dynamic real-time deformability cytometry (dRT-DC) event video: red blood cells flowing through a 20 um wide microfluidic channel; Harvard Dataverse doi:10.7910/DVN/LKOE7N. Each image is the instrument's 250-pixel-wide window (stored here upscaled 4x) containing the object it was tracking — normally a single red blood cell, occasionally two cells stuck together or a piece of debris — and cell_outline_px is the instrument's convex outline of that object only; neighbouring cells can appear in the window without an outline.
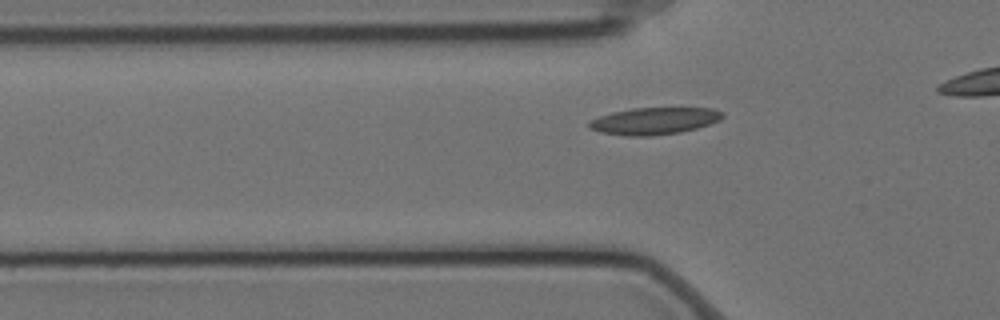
{"species": "Egyptian fruit bat (a non-hibernating species)", "species_latin": "Rousettus aegyptiacus", "temperature_condition": "cold", "stored_images_in_passage": 40, "camera_frame_rate_fps": 3000, "um_per_image_px": 0.085, "animal": {"sex": "female"}, "frame": {"image": 1, "passage_image": 12, "time_ms": 3.667, "image_size_px": [1000, 320], "cell_outline_px": [[724, 116], [720, 120], [696, 128], [680, 132], [652, 136], [624, 136], [600, 132], [588, 128], [588, 120], [612, 112], [632, 108], [712, 108], [724, 112]], "centroid_in_image_um": [55.58, 10.28], "position_along_channel_um": 70.2, "area_um2": 21.1}}
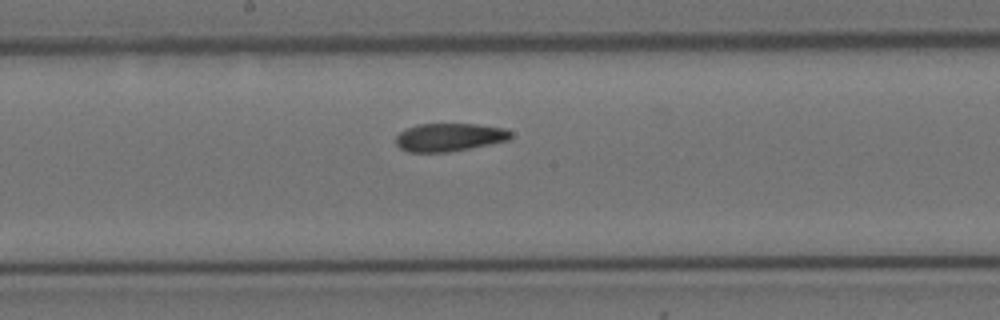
{"frame": {"image": 2, "passage_image": 24, "time_ms": 7.667, "image_size_px": [1000, 320], "cell_outline_px": [[512, 136], [508, 140], [448, 152], [408, 152], [400, 148], [396, 144], [396, 136], [400, 132], [408, 128], [420, 124], [476, 124], [504, 128], [512, 132]], "centroid_in_image_um": [38.18, 11.66], "position_along_channel_um": 210.0, "area_um2": 18.61}}
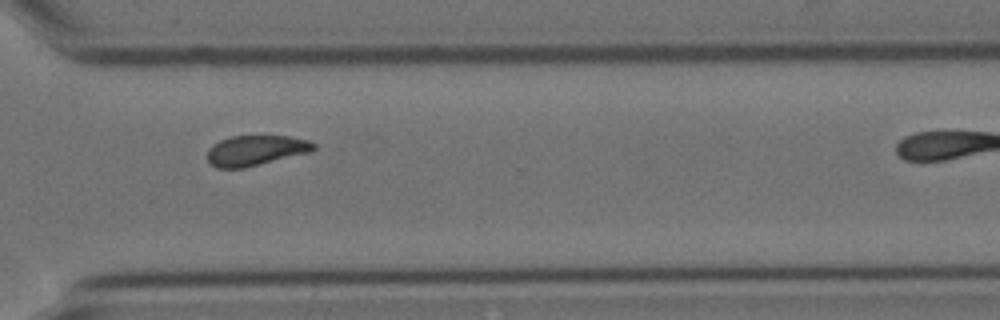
{"frame": {"image": 3, "passage_image": 36, "time_ms": 11.667, "image_size_px": [1000, 320], "cell_outline_px": [[316, 148], [312, 152], [244, 168], [216, 168], [208, 160], [208, 148], [212, 144], [220, 140], [232, 136], [288, 136], [308, 140], [316, 144]], "centroid_in_image_um": [21.76, 12.79], "position_along_channel_um": 348.8, "area_um2": 18.84}}